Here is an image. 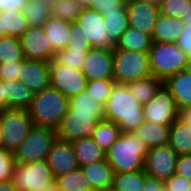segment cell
<instances>
[{
  "instance_id": "obj_1",
  "label": "cell",
  "mask_w": 191,
  "mask_h": 191,
  "mask_svg": "<svg viewBox=\"0 0 191 191\" xmlns=\"http://www.w3.org/2000/svg\"><path fill=\"white\" fill-rule=\"evenodd\" d=\"M104 119L118 124L121 132H133L144 122L143 105L126 84L114 82L104 106Z\"/></svg>"
},
{
  "instance_id": "obj_2",
  "label": "cell",
  "mask_w": 191,
  "mask_h": 191,
  "mask_svg": "<svg viewBox=\"0 0 191 191\" xmlns=\"http://www.w3.org/2000/svg\"><path fill=\"white\" fill-rule=\"evenodd\" d=\"M68 98L51 86L33 95L28 114L33 125L57 130L67 113Z\"/></svg>"
},
{
  "instance_id": "obj_3",
  "label": "cell",
  "mask_w": 191,
  "mask_h": 191,
  "mask_svg": "<svg viewBox=\"0 0 191 191\" xmlns=\"http://www.w3.org/2000/svg\"><path fill=\"white\" fill-rule=\"evenodd\" d=\"M148 149L133 132H122L105 158L114 173L144 170Z\"/></svg>"
},
{
  "instance_id": "obj_4",
  "label": "cell",
  "mask_w": 191,
  "mask_h": 191,
  "mask_svg": "<svg viewBox=\"0 0 191 191\" xmlns=\"http://www.w3.org/2000/svg\"><path fill=\"white\" fill-rule=\"evenodd\" d=\"M188 58L176 43L153 41L149 50L151 73L164 82L168 77L186 69Z\"/></svg>"
},
{
  "instance_id": "obj_5",
  "label": "cell",
  "mask_w": 191,
  "mask_h": 191,
  "mask_svg": "<svg viewBox=\"0 0 191 191\" xmlns=\"http://www.w3.org/2000/svg\"><path fill=\"white\" fill-rule=\"evenodd\" d=\"M149 52L113 50V80L127 84L151 76Z\"/></svg>"
},
{
  "instance_id": "obj_6",
  "label": "cell",
  "mask_w": 191,
  "mask_h": 191,
  "mask_svg": "<svg viewBox=\"0 0 191 191\" xmlns=\"http://www.w3.org/2000/svg\"><path fill=\"white\" fill-rule=\"evenodd\" d=\"M54 180L47 160L16 163L12 176L18 191H54Z\"/></svg>"
},
{
  "instance_id": "obj_7",
  "label": "cell",
  "mask_w": 191,
  "mask_h": 191,
  "mask_svg": "<svg viewBox=\"0 0 191 191\" xmlns=\"http://www.w3.org/2000/svg\"><path fill=\"white\" fill-rule=\"evenodd\" d=\"M56 139V130L33 125L28 135L14 151L16 163L47 160L48 153Z\"/></svg>"
},
{
  "instance_id": "obj_8",
  "label": "cell",
  "mask_w": 191,
  "mask_h": 191,
  "mask_svg": "<svg viewBox=\"0 0 191 191\" xmlns=\"http://www.w3.org/2000/svg\"><path fill=\"white\" fill-rule=\"evenodd\" d=\"M3 147L14 153L33 127L27 110L7 109L0 112Z\"/></svg>"
},
{
  "instance_id": "obj_9",
  "label": "cell",
  "mask_w": 191,
  "mask_h": 191,
  "mask_svg": "<svg viewBox=\"0 0 191 191\" xmlns=\"http://www.w3.org/2000/svg\"><path fill=\"white\" fill-rule=\"evenodd\" d=\"M143 111L144 121L164 126H171L179 115L176 102L164 85L143 105Z\"/></svg>"
},
{
  "instance_id": "obj_10",
  "label": "cell",
  "mask_w": 191,
  "mask_h": 191,
  "mask_svg": "<svg viewBox=\"0 0 191 191\" xmlns=\"http://www.w3.org/2000/svg\"><path fill=\"white\" fill-rule=\"evenodd\" d=\"M81 34L86 37L93 48L114 50L115 42L104 29L103 15L90 8H82L75 21Z\"/></svg>"
},
{
  "instance_id": "obj_11",
  "label": "cell",
  "mask_w": 191,
  "mask_h": 191,
  "mask_svg": "<svg viewBox=\"0 0 191 191\" xmlns=\"http://www.w3.org/2000/svg\"><path fill=\"white\" fill-rule=\"evenodd\" d=\"M50 86L58 89L68 99L85 91L87 79L81 70L57 63L54 59L49 62Z\"/></svg>"
},
{
  "instance_id": "obj_12",
  "label": "cell",
  "mask_w": 191,
  "mask_h": 191,
  "mask_svg": "<svg viewBox=\"0 0 191 191\" xmlns=\"http://www.w3.org/2000/svg\"><path fill=\"white\" fill-rule=\"evenodd\" d=\"M101 120L103 119L99 115L74 114V111L68 106L67 113L56 130L57 139L72 142L91 137L97 123Z\"/></svg>"
},
{
  "instance_id": "obj_13",
  "label": "cell",
  "mask_w": 191,
  "mask_h": 191,
  "mask_svg": "<svg viewBox=\"0 0 191 191\" xmlns=\"http://www.w3.org/2000/svg\"><path fill=\"white\" fill-rule=\"evenodd\" d=\"M177 157V153L169 145L149 148L144 171L149 176L165 181L175 173Z\"/></svg>"
},
{
  "instance_id": "obj_14",
  "label": "cell",
  "mask_w": 191,
  "mask_h": 191,
  "mask_svg": "<svg viewBox=\"0 0 191 191\" xmlns=\"http://www.w3.org/2000/svg\"><path fill=\"white\" fill-rule=\"evenodd\" d=\"M25 59L50 62L55 52L48 41L43 27H30L20 37Z\"/></svg>"
},
{
  "instance_id": "obj_15",
  "label": "cell",
  "mask_w": 191,
  "mask_h": 191,
  "mask_svg": "<svg viewBox=\"0 0 191 191\" xmlns=\"http://www.w3.org/2000/svg\"><path fill=\"white\" fill-rule=\"evenodd\" d=\"M81 71L87 81L113 79V50L90 49Z\"/></svg>"
},
{
  "instance_id": "obj_16",
  "label": "cell",
  "mask_w": 191,
  "mask_h": 191,
  "mask_svg": "<svg viewBox=\"0 0 191 191\" xmlns=\"http://www.w3.org/2000/svg\"><path fill=\"white\" fill-rule=\"evenodd\" d=\"M129 27L152 36L159 15V6L141 0H126Z\"/></svg>"
},
{
  "instance_id": "obj_17",
  "label": "cell",
  "mask_w": 191,
  "mask_h": 191,
  "mask_svg": "<svg viewBox=\"0 0 191 191\" xmlns=\"http://www.w3.org/2000/svg\"><path fill=\"white\" fill-rule=\"evenodd\" d=\"M17 80L22 82L34 94L50 86L49 62L24 59Z\"/></svg>"
},
{
  "instance_id": "obj_18",
  "label": "cell",
  "mask_w": 191,
  "mask_h": 191,
  "mask_svg": "<svg viewBox=\"0 0 191 191\" xmlns=\"http://www.w3.org/2000/svg\"><path fill=\"white\" fill-rule=\"evenodd\" d=\"M47 163L54 178L65 175L79 167L71 142L59 139L53 143L48 153Z\"/></svg>"
},
{
  "instance_id": "obj_19",
  "label": "cell",
  "mask_w": 191,
  "mask_h": 191,
  "mask_svg": "<svg viewBox=\"0 0 191 191\" xmlns=\"http://www.w3.org/2000/svg\"><path fill=\"white\" fill-rule=\"evenodd\" d=\"M163 85L171 93L179 110L191 106V73L187 69L168 77Z\"/></svg>"
},
{
  "instance_id": "obj_20",
  "label": "cell",
  "mask_w": 191,
  "mask_h": 191,
  "mask_svg": "<svg viewBox=\"0 0 191 191\" xmlns=\"http://www.w3.org/2000/svg\"><path fill=\"white\" fill-rule=\"evenodd\" d=\"M186 20L164 16L159 13L152 31V40L175 43L183 30Z\"/></svg>"
},
{
  "instance_id": "obj_21",
  "label": "cell",
  "mask_w": 191,
  "mask_h": 191,
  "mask_svg": "<svg viewBox=\"0 0 191 191\" xmlns=\"http://www.w3.org/2000/svg\"><path fill=\"white\" fill-rule=\"evenodd\" d=\"M81 169L88 178L91 188L94 191L111 189L114 172L106 158L104 160L82 166Z\"/></svg>"
},
{
  "instance_id": "obj_22",
  "label": "cell",
  "mask_w": 191,
  "mask_h": 191,
  "mask_svg": "<svg viewBox=\"0 0 191 191\" xmlns=\"http://www.w3.org/2000/svg\"><path fill=\"white\" fill-rule=\"evenodd\" d=\"M34 93L19 80L4 81V100L8 109L27 110Z\"/></svg>"
},
{
  "instance_id": "obj_23",
  "label": "cell",
  "mask_w": 191,
  "mask_h": 191,
  "mask_svg": "<svg viewBox=\"0 0 191 191\" xmlns=\"http://www.w3.org/2000/svg\"><path fill=\"white\" fill-rule=\"evenodd\" d=\"M43 30L55 53L66 48L71 34V22L50 16Z\"/></svg>"
},
{
  "instance_id": "obj_24",
  "label": "cell",
  "mask_w": 191,
  "mask_h": 191,
  "mask_svg": "<svg viewBox=\"0 0 191 191\" xmlns=\"http://www.w3.org/2000/svg\"><path fill=\"white\" fill-rule=\"evenodd\" d=\"M170 126L144 121L133 133L148 147L165 146L169 143Z\"/></svg>"
},
{
  "instance_id": "obj_25",
  "label": "cell",
  "mask_w": 191,
  "mask_h": 191,
  "mask_svg": "<svg viewBox=\"0 0 191 191\" xmlns=\"http://www.w3.org/2000/svg\"><path fill=\"white\" fill-rule=\"evenodd\" d=\"M71 144L79 167L105 159V152L91 137L74 140Z\"/></svg>"
},
{
  "instance_id": "obj_26",
  "label": "cell",
  "mask_w": 191,
  "mask_h": 191,
  "mask_svg": "<svg viewBox=\"0 0 191 191\" xmlns=\"http://www.w3.org/2000/svg\"><path fill=\"white\" fill-rule=\"evenodd\" d=\"M168 145L178 156L191 154V125L178 117L170 126Z\"/></svg>"
},
{
  "instance_id": "obj_27",
  "label": "cell",
  "mask_w": 191,
  "mask_h": 191,
  "mask_svg": "<svg viewBox=\"0 0 191 191\" xmlns=\"http://www.w3.org/2000/svg\"><path fill=\"white\" fill-rule=\"evenodd\" d=\"M152 43L151 35L129 27L115 42V49L149 52Z\"/></svg>"
},
{
  "instance_id": "obj_28",
  "label": "cell",
  "mask_w": 191,
  "mask_h": 191,
  "mask_svg": "<svg viewBox=\"0 0 191 191\" xmlns=\"http://www.w3.org/2000/svg\"><path fill=\"white\" fill-rule=\"evenodd\" d=\"M1 37L12 36L20 38L29 28L22 10L0 11Z\"/></svg>"
},
{
  "instance_id": "obj_29",
  "label": "cell",
  "mask_w": 191,
  "mask_h": 191,
  "mask_svg": "<svg viewBox=\"0 0 191 191\" xmlns=\"http://www.w3.org/2000/svg\"><path fill=\"white\" fill-rule=\"evenodd\" d=\"M54 191H94L81 167L54 180Z\"/></svg>"
},
{
  "instance_id": "obj_30",
  "label": "cell",
  "mask_w": 191,
  "mask_h": 191,
  "mask_svg": "<svg viewBox=\"0 0 191 191\" xmlns=\"http://www.w3.org/2000/svg\"><path fill=\"white\" fill-rule=\"evenodd\" d=\"M131 94L142 104H146L163 86V81L151 75L126 84Z\"/></svg>"
},
{
  "instance_id": "obj_31",
  "label": "cell",
  "mask_w": 191,
  "mask_h": 191,
  "mask_svg": "<svg viewBox=\"0 0 191 191\" xmlns=\"http://www.w3.org/2000/svg\"><path fill=\"white\" fill-rule=\"evenodd\" d=\"M144 184V170L114 173L111 189L113 191H143Z\"/></svg>"
},
{
  "instance_id": "obj_32",
  "label": "cell",
  "mask_w": 191,
  "mask_h": 191,
  "mask_svg": "<svg viewBox=\"0 0 191 191\" xmlns=\"http://www.w3.org/2000/svg\"><path fill=\"white\" fill-rule=\"evenodd\" d=\"M121 133L118 124L104 119L97 123L91 138L106 153Z\"/></svg>"
},
{
  "instance_id": "obj_33",
  "label": "cell",
  "mask_w": 191,
  "mask_h": 191,
  "mask_svg": "<svg viewBox=\"0 0 191 191\" xmlns=\"http://www.w3.org/2000/svg\"><path fill=\"white\" fill-rule=\"evenodd\" d=\"M68 105L74 114L99 115L104 120V106L86 90L68 99Z\"/></svg>"
},
{
  "instance_id": "obj_34",
  "label": "cell",
  "mask_w": 191,
  "mask_h": 191,
  "mask_svg": "<svg viewBox=\"0 0 191 191\" xmlns=\"http://www.w3.org/2000/svg\"><path fill=\"white\" fill-rule=\"evenodd\" d=\"M22 11L30 27H43L51 16L50 4L44 0H27Z\"/></svg>"
},
{
  "instance_id": "obj_35",
  "label": "cell",
  "mask_w": 191,
  "mask_h": 191,
  "mask_svg": "<svg viewBox=\"0 0 191 191\" xmlns=\"http://www.w3.org/2000/svg\"><path fill=\"white\" fill-rule=\"evenodd\" d=\"M104 29L110 38L116 42L118 38L129 28L127 11L102 12Z\"/></svg>"
},
{
  "instance_id": "obj_36",
  "label": "cell",
  "mask_w": 191,
  "mask_h": 191,
  "mask_svg": "<svg viewBox=\"0 0 191 191\" xmlns=\"http://www.w3.org/2000/svg\"><path fill=\"white\" fill-rule=\"evenodd\" d=\"M24 59L20 38L12 36L0 37V64Z\"/></svg>"
},
{
  "instance_id": "obj_37",
  "label": "cell",
  "mask_w": 191,
  "mask_h": 191,
  "mask_svg": "<svg viewBox=\"0 0 191 191\" xmlns=\"http://www.w3.org/2000/svg\"><path fill=\"white\" fill-rule=\"evenodd\" d=\"M51 16L68 22H75L82 7L77 0H56L50 5Z\"/></svg>"
},
{
  "instance_id": "obj_38",
  "label": "cell",
  "mask_w": 191,
  "mask_h": 191,
  "mask_svg": "<svg viewBox=\"0 0 191 191\" xmlns=\"http://www.w3.org/2000/svg\"><path fill=\"white\" fill-rule=\"evenodd\" d=\"M158 6L164 16L183 20L191 18V0H163Z\"/></svg>"
},
{
  "instance_id": "obj_39",
  "label": "cell",
  "mask_w": 191,
  "mask_h": 191,
  "mask_svg": "<svg viewBox=\"0 0 191 191\" xmlns=\"http://www.w3.org/2000/svg\"><path fill=\"white\" fill-rule=\"evenodd\" d=\"M90 49H66L57 51L54 60L68 67H73L81 70L85 62L86 53Z\"/></svg>"
},
{
  "instance_id": "obj_40",
  "label": "cell",
  "mask_w": 191,
  "mask_h": 191,
  "mask_svg": "<svg viewBox=\"0 0 191 191\" xmlns=\"http://www.w3.org/2000/svg\"><path fill=\"white\" fill-rule=\"evenodd\" d=\"M114 82L115 81L113 79H97L93 81H87L85 90L90 96L105 106L108 97L110 96Z\"/></svg>"
},
{
  "instance_id": "obj_41",
  "label": "cell",
  "mask_w": 191,
  "mask_h": 191,
  "mask_svg": "<svg viewBox=\"0 0 191 191\" xmlns=\"http://www.w3.org/2000/svg\"><path fill=\"white\" fill-rule=\"evenodd\" d=\"M15 165L14 153L0 147V182L12 180Z\"/></svg>"
},
{
  "instance_id": "obj_42",
  "label": "cell",
  "mask_w": 191,
  "mask_h": 191,
  "mask_svg": "<svg viewBox=\"0 0 191 191\" xmlns=\"http://www.w3.org/2000/svg\"><path fill=\"white\" fill-rule=\"evenodd\" d=\"M66 49H92L89 40L80 32V27L76 22L71 23V34L68 38Z\"/></svg>"
},
{
  "instance_id": "obj_43",
  "label": "cell",
  "mask_w": 191,
  "mask_h": 191,
  "mask_svg": "<svg viewBox=\"0 0 191 191\" xmlns=\"http://www.w3.org/2000/svg\"><path fill=\"white\" fill-rule=\"evenodd\" d=\"M94 9L102 14V12L125 11L126 0H91L87 7Z\"/></svg>"
},
{
  "instance_id": "obj_44",
  "label": "cell",
  "mask_w": 191,
  "mask_h": 191,
  "mask_svg": "<svg viewBox=\"0 0 191 191\" xmlns=\"http://www.w3.org/2000/svg\"><path fill=\"white\" fill-rule=\"evenodd\" d=\"M164 184L166 191H191V181L175 173Z\"/></svg>"
},
{
  "instance_id": "obj_45",
  "label": "cell",
  "mask_w": 191,
  "mask_h": 191,
  "mask_svg": "<svg viewBox=\"0 0 191 191\" xmlns=\"http://www.w3.org/2000/svg\"><path fill=\"white\" fill-rule=\"evenodd\" d=\"M22 61H12L9 63L0 64V80L10 81L17 80L18 73L20 72Z\"/></svg>"
},
{
  "instance_id": "obj_46",
  "label": "cell",
  "mask_w": 191,
  "mask_h": 191,
  "mask_svg": "<svg viewBox=\"0 0 191 191\" xmlns=\"http://www.w3.org/2000/svg\"><path fill=\"white\" fill-rule=\"evenodd\" d=\"M175 43L188 57H191V18L186 20L183 30Z\"/></svg>"
},
{
  "instance_id": "obj_47",
  "label": "cell",
  "mask_w": 191,
  "mask_h": 191,
  "mask_svg": "<svg viewBox=\"0 0 191 191\" xmlns=\"http://www.w3.org/2000/svg\"><path fill=\"white\" fill-rule=\"evenodd\" d=\"M175 174L191 181V154L179 155L176 159Z\"/></svg>"
},
{
  "instance_id": "obj_48",
  "label": "cell",
  "mask_w": 191,
  "mask_h": 191,
  "mask_svg": "<svg viewBox=\"0 0 191 191\" xmlns=\"http://www.w3.org/2000/svg\"><path fill=\"white\" fill-rule=\"evenodd\" d=\"M143 191H166L164 181L149 176L145 172V184Z\"/></svg>"
},
{
  "instance_id": "obj_49",
  "label": "cell",
  "mask_w": 191,
  "mask_h": 191,
  "mask_svg": "<svg viewBox=\"0 0 191 191\" xmlns=\"http://www.w3.org/2000/svg\"><path fill=\"white\" fill-rule=\"evenodd\" d=\"M27 0H0V11L23 10Z\"/></svg>"
},
{
  "instance_id": "obj_50",
  "label": "cell",
  "mask_w": 191,
  "mask_h": 191,
  "mask_svg": "<svg viewBox=\"0 0 191 191\" xmlns=\"http://www.w3.org/2000/svg\"><path fill=\"white\" fill-rule=\"evenodd\" d=\"M178 117L185 123H188L189 125H191V106L186 107L182 110H179Z\"/></svg>"
},
{
  "instance_id": "obj_51",
  "label": "cell",
  "mask_w": 191,
  "mask_h": 191,
  "mask_svg": "<svg viewBox=\"0 0 191 191\" xmlns=\"http://www.w3.org/2000/svg\"><path fill=\"white\" fill-rule=\"evenodd\" d=\"M7 109V103L4 100V81L0 80V112Z\"/></svg>"
},
{
  "instance_id": "obj_52",
  "label": "cell",
  "mask_w": 191,
  "mask_h": 191,
  "mask_svg": "<svg viewBox=\"0 0 191 191\" xmlns=\"http://www.w3.org/2000/svg\"><path fill=\"white\" fill-rule=\"evenodd\" d=\"M0 191H18L12 180L0 182Z\"/></svg>"
},
{
  "instance_id": "obj_53",
  "label": "cell",
  "mask_w": 191,
  "mask_h": 191,
  "mask_svg": "<svg viewBox=\"0 0 191 191\" xmlns=\"http://www.w3.org/2000/svg\"><path fill=\"white\" fill-rule=\"evenodd\" d=\"M82 8H87L91 0H77Z\"/></svg>"
},
{
  "instance_id": "obj_54",
  "label": "cell",
  "mask_w": 191,
  "mask_h": 191,
  "mask_svg": "<svg viewBox=\"0 0 191 191\" xmlns=\"http://www.w3.org/2000/svg\"><path fill=\"white\" fill-rule=\"evenodd\" d=\"M141 1L149 2V3H153V4H156V5H159L163 0H141Z\"/></svg>"
},
{
  "instance_id": "obj_55",
  "label": "cell",
  "mask_w": 191,
  "mask_h": 191,
  "mask_svg": "<svg viewBox=\"0 0 191 191\" xmlns=\"http://www.w3.org/2000/svg\"><path fill=\"white\" fill-rule=\"evenodd\" d=\"M186 69L191 73V57L188 58Z\"/></svg>"
},
{
  "instance_id": "obj_56",
  "label": "cell",
  "mask_w": 191,
  "mask_h": 191,
  "mask_svg": "<svg viewBox=\"0 0 191 191\" xmlns=\"http://www.w3.org/2000/svg\"><path fill=\"white\" fill-rule=\"evenodd\" d=\"M0 147H3L2 130L0 126Z\"/></svg>"
},
{
  "instance_id": "obj_57",
  "label": "cell",
  "mask_w": 191,
  "mask_h": 191,
  "mask_svg": "<svg viewBox=\"0 0 191 191\" xmlns=\"http://www.w3.org/2000/svg\"><path fill=\"white\" fill-rule=\"evenodd\" d=\"M44 1H46L47 3H49L50 5L53 3V2H55L56 0H44Z\"/></svg>"
},
{
  "instance_id": "obj_58",
  "label": "cell",
  "mask_w": 191,
  "mask_h": 191,
  "mask_svg": "<svg viewBox=\"0 0 191 191\" xmlns=\"http://www.w3.org/2000/svg\"><path fill=\"white\" fill-rule=\"evenodd\" d=\"M100 191H113L112 189H107V190H100Z\"/></svg>"
}]
</instances>
